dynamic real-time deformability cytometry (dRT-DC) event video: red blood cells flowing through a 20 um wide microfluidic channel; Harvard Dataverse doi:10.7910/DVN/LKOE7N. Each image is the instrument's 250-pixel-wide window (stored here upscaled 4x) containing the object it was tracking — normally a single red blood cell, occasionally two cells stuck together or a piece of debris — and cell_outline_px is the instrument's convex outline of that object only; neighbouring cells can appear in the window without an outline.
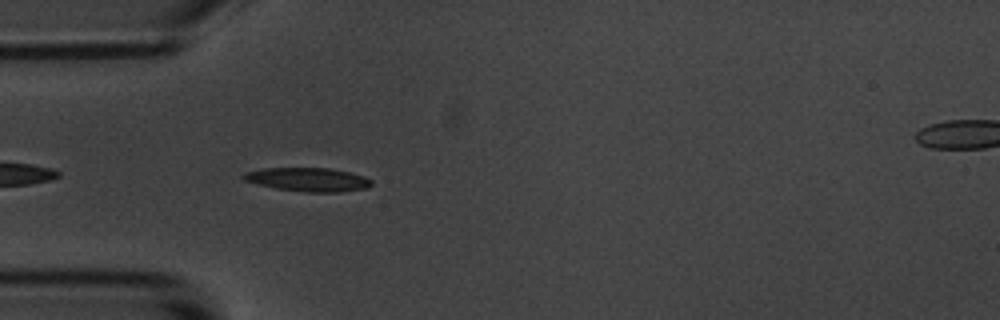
{"species": "common noctule bat (a hibernating species)", "species_latin": "Nyctalus noctula", "temperature_condition": "room temperature", "stored_images_in_passage": 5, "segment_of_instrument_passage": [1, 2], "camera_frame_rate_fps": 3000, "um_per_image_px": 0.085, "animal": {"sex": "male", "body_mass_g": 20.1, "forearm_length_mm": 53.5}, "frame": {"image": 1, "passage_image": 4, "time_ms": 4.0, "image_size_px": [1000, 320], "cell_outline_px": [[372, 184], [368, 188], [340, 192], [304, 192], [276, 188], [244, 180], [240, 176], [244, 172], [264, 168], [328, 168], [348, 172], [364, 176], [372, 180]], "centroid_in_image_um": [26.19, 15.26], "position_along_channel_um": 58.8, "area_um2": 17.63}}